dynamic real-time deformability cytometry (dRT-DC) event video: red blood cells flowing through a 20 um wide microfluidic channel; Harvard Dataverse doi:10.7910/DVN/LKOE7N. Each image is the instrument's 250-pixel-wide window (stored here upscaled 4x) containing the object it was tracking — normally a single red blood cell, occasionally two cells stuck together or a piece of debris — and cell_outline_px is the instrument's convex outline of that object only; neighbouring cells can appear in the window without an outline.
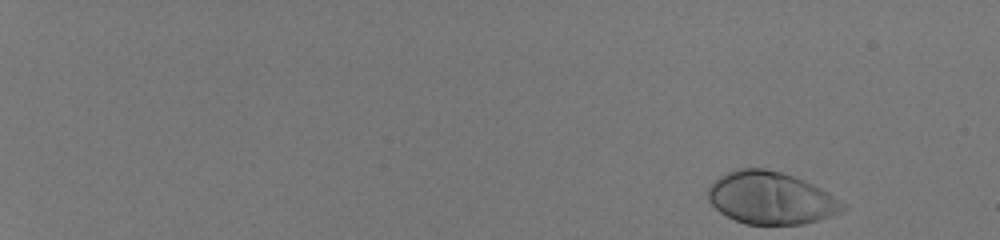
{"species": "human", "species_latin": "Homo sapiens", "temperature_condition": "room temperature", "stored_images_in_passage": 50, "camera_frame_rate_fps": 3000, "um_per_image_px": 0.085, "donor": {"sex": "male"}, "frame": {"image": 1, "passage_image": 1, "time_ms": 0.0, "image_size_px": [1000, 240], "cell_outline_px": [[848, 208], [840, 212], [804, 224], [744, 224], [720, 212], [708, 200], [708, 188], [720, 176], [728, 172], [740, 168], [764, 168], [780, 172], [804, 180], [820, 188], [844, 204]], "centroid_in_image_um": [65.5, 16.83], "position_along_channel_um": 19.5, "area_um2": 40.52}}
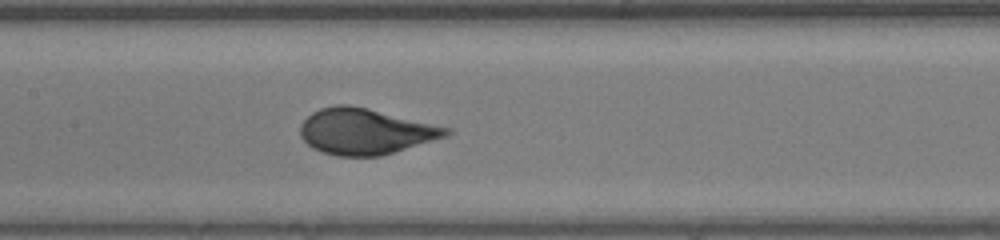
{"frame": {"image": 2, "passage_image": 28, "time_ms": 9.0, "image_size_px": [1000, 240], "cell_outline_px": [[452, 132], [448, 136], [380, 156], [336, 156], [320, 152], [312, 148], [300, 136], [300, 124], [312, 112], [320, 108], [336, 104], [348, 104], [368, 108], [452, 128]], "centroid_in_image_um": [31.05, 11.17], "position_along_channel_um": 176.4, "area_um2": 39.19}}
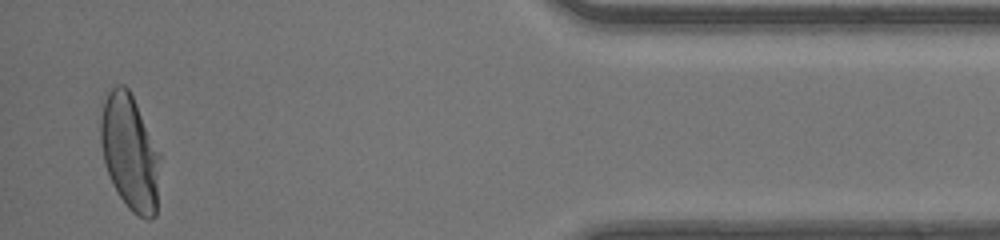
{"frame": {"image": 3, "passage_image": 49, "time_ms": 16.0, "image_size_px": [1000, 240], "cell_outline_px": [[160, 156], [156, 216], [152, 220], [148, 220], [132, 212], [128, 208], [112, 184], [104, 160], [100, 144], [100, 100], [116, 84], [124, 84], [128, 88], [160, 152]], "centroid_in_image_um": [11.01, 12.92], "position_along_channel_um": 424.2, "area_um2": 40.34}, "authors_computed_cell_mechanics": {"area_um2": 39.1306, "velocity_mm_per_s": 4.1445, "shape_relaxation_time_tau1_ms": 3.1522, "shape_relaxation_time_tau2_ms": null, "deformation_change_tau1": 0.202, "deformation_change_tau2": null}}